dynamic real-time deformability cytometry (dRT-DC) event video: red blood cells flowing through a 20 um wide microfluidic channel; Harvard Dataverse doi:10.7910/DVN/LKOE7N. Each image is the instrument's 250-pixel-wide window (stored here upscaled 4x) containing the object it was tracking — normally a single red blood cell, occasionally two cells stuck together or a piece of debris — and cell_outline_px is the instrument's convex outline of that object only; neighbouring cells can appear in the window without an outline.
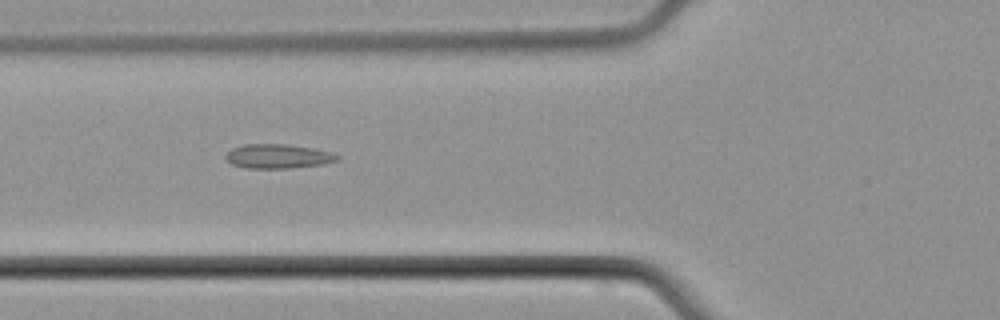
{"species": "common noctule bat (a hibernating species)", "species_latin": "Nyctalus noctula", "temperature_condition": "cold", "stored_images_in_passage": 3, "camera_frame_rate_fps": 3000, "um_per_image_px": 0.085, "animal": {"sex": "male", "body_mass_g": 21.5, "forearm_length_mm": 52.0}, "frame": {"image": 1, "passage_image": 2, "time_ms": 1.0, "image_size_px": [1000, 320], "cell_outline_px": [[340, 160], [324, 164], [288, 168], [244, 168], [232, 164], [224, 160], [224, 156], [232, 148], [244, 144], [288, 144], [312, 148], [332, 152], [340, 156]], "centroid_in_image_um": [23.62, 13.28], "position_along_channel_um": 102.2, "area_um2": 15.95}}
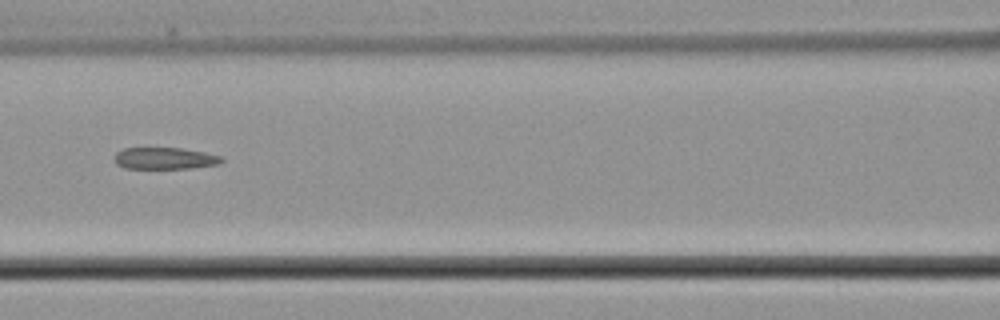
{"frame": {"image": 2, "passage_image": 3, "time_ms": 2.333, "image_size_px": [1000, 320], "cell_outline_px": [[224, 160], [220, 164], [192, 168], [124, 168], [116, 164], [116, 152], [124, 148], [180, 148], [204, 152], [224, 156]], "centroid_in_image_um": [14.06, 13.46], "position_along_channel_um": 152.5, "area_um2": 13.58}}